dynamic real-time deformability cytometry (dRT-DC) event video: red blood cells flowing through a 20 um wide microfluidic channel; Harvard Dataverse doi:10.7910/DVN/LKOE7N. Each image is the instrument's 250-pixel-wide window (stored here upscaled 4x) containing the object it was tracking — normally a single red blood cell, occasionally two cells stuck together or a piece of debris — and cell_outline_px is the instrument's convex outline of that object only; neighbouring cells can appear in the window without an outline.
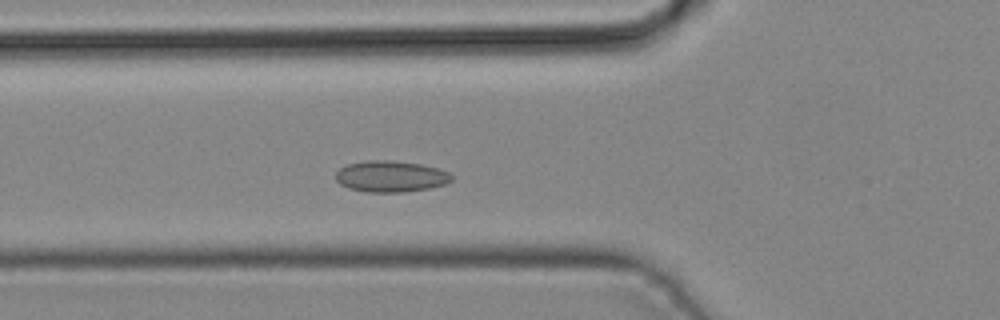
{"species": "common noctule bat (a hibernating species)", "species_latin": "Nyctalus noctula", "temperature_condition": "cold", "stored_images_in_passage": 39, "camera_frame_rate_fps": 3000, "um_per_image_px": 0.085, "animal": {"sex": "male", "body_mass_g": 19.2, "forearm_length_mm": 51.8}, "frame": {"image": 1, "passage_image": 11, "time_ms": 3.333, "image_size_px": [1000, 320], "cell_outline_px": [[452, 180], [444, 184], [428, 188], [404, 192], [368, 192], [348, 188], [340, 184], [336, 180], [336, 172], [340, 168], [348, 164], [368, 160], [388, 160], [420, 164], [436, 168], [448, 172], [452, 176]], "centroid_in_image_um": [33.18, 14.99], "position_along_channel_um": 92.6, "area_um2": 20.92}}
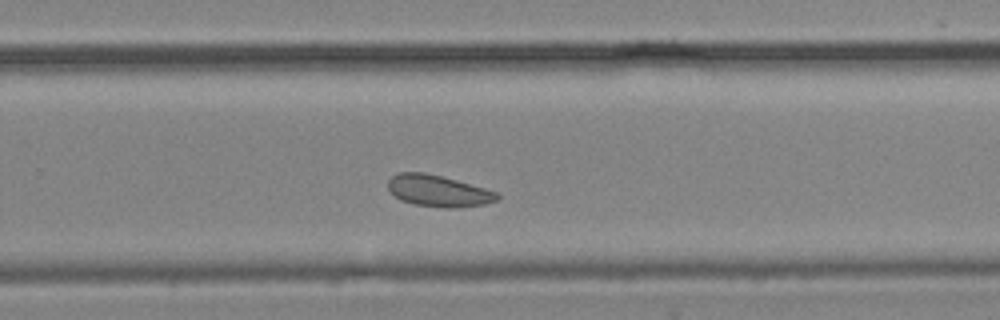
{"frame": {"image": 2, "passage_image": 24, "time_ms": 7.667, "image_size_px": [1000, 320], "cell_outline_px": [[500, 196], [496, 200], [484, 204], [452, 208], [444, 208], [416, 204], [400, 200], [388, 188], [388, 180], [392, 176], [400, 172], [424, 172], [456, 180], [484, 188], [496, 192]], "centroid_in_image_um": [37.23, 16.22], "position_along_channel_um": 292.6, "area_um2": 19.71}}
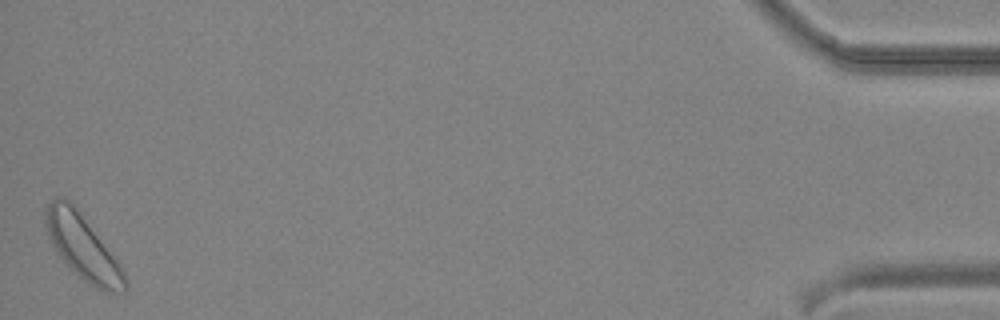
{"frame": {"image": 3, "passage_image": 39, "time_ms": 12.667, "image_size_px": [1000, 320], "cell_outline_px": [[128, 288], [124, 292], [112, 292], [96, 288], [84, 280], [68, 268], [52, 244], [48, 236], [44, 224], [44, 208], [52, 200], [60, 196], [64, 196], [80, 212], [120, 260], [128, 280]], "centroid_in_image_um": [7.07, 21.01], "position_along_channel_um": 428.1, "area_um2": 30.4}}